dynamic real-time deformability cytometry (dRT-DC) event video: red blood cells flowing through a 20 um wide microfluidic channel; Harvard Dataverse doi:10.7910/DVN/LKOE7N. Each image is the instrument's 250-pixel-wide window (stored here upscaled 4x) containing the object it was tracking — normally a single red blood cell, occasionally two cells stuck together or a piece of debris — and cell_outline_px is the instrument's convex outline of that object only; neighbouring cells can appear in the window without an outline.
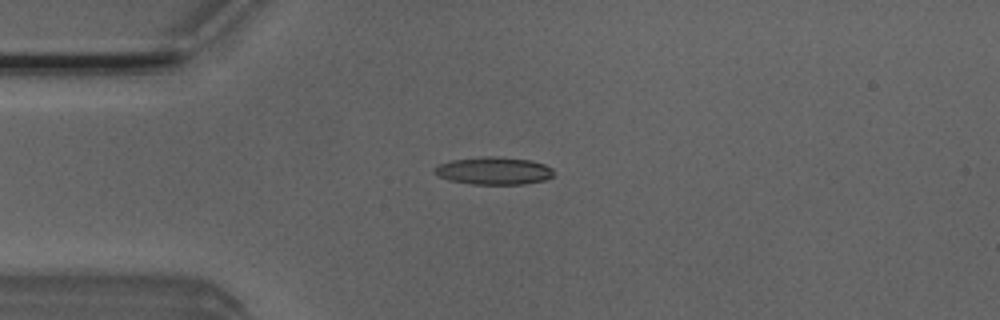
{"species": "Egyptian fruit bat (a non-hibernating species)", "species_latin": "Rousettus aegyptiacus", "temperature_condition": "room temperature", "stored_images_in_passage": 7, "camera_frame_rate_fps": 3000, "um_per_image_px": 0.085, "animal": {"sex": "male"}, "frame": {"image": 1, "passage_image": 4, "time_ms": 1.0, "image_size_px": [1000, 320], "cell_outline_px": [[552, 176], [544, 180], [524, 184], [472, 184], [448, 180], [432, 172], [432, 168], [440, 164], [452, 160], [488, 156], [496, 156], [528, 160], [544, 164], [552, 168]], "centroid_in_image_um": [41.93, 14.52], "position_along_channel_um": 43.1, "area_um2": 19.02}}